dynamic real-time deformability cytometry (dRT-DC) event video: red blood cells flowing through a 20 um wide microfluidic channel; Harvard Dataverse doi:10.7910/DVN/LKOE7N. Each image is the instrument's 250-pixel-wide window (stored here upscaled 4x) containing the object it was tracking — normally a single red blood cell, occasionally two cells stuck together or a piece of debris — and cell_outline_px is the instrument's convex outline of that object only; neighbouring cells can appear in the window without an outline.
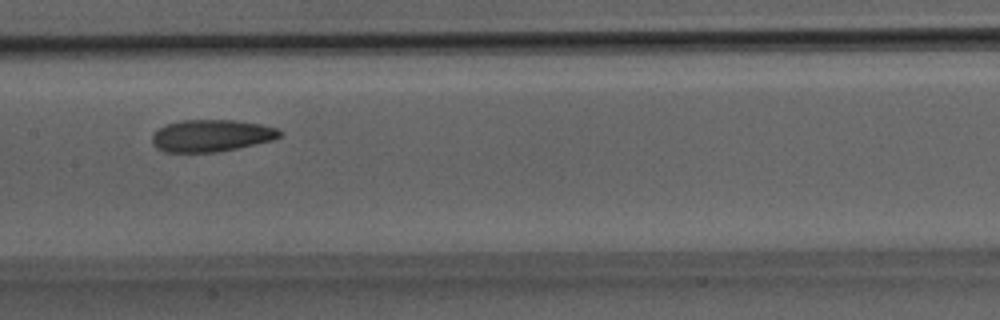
{"species": "Egyptian fruit bat (a non-hibernating species)", "species_latin": "Rousettus aegyptiacus", "temperature_condition": "room temperature", "stored_images_in_passage": 21, "camera_frame_rate_fps": 3000, "um_per_image_px": 0.085, "animal": {"sex": "male"}, "frame": {"image": 1, "passage_image": 7, "time_ms": 2.0, "image_size_px": [1000, 320], "cell_outline_px": [[284, 132], [280, 136], [272, 140], [256, 144], [220, 152], [164, 152], [156, 148], [152, 144], [152, 136], [160, 128], [168, 124], [184, 120], [232, 120], [260, 124], [276, 128]], "centroid_in_image_um": [17.97, 11.54], "position_along_channel_um": 189.4, "area_um2": 23.76}}
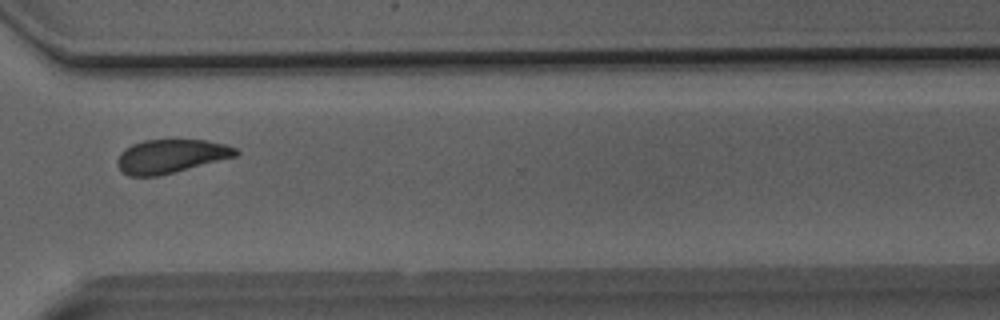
{"frame": {"image": 2, "passage_image": 15, "time_ms": 4.667, "image_size_px": [1000, 320], "cell_outline_px": [[240, 152], [236, 156], [160, 176], [128, 176], [116, 164], [116, 160], [120, 152], [124, 148], [132, 144], [144, 140], [204, 140], [224, 144], [236, 148]], "centroid_in_image_um": [14.49, 13.28], "position_along_channel_um": 356.1, "area_um2": 23.24}}